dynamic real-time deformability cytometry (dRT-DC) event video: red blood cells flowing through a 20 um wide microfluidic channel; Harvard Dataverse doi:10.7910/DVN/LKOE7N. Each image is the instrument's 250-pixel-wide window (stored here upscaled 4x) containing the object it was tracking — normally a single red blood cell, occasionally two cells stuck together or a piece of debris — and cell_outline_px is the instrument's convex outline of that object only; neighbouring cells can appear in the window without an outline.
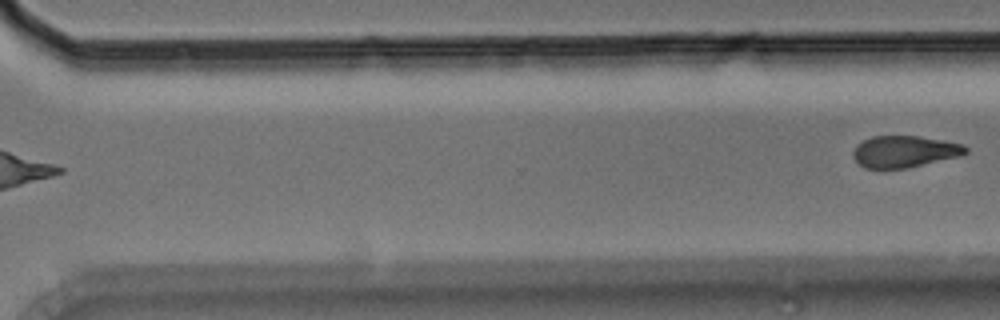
{"species": "Egyptian fruit bat (a non-hibernating species)", "species_latin": "Rousettus aegyptiacus", "temperature_condition": "room temperature", "stored_images_in_passage": 11, "segment_of_instrument_passage": [2, 2], "camera_frame_rate_fps": 3000, "um_per_image_px": 0.085, "animal": {"sex": "male"}, "frame": {"image": 1, "passage_image": 11, "time_ms": 3.333, "image_size_px": [1000, 320], "cell_outline_px": [[968, 152], [960, 156], [908, 168], [864, 168], [852, 156], [852, 152], [856, 144], [872, 136], [920, 136], [964, 144], [968, 148]], "centroid_in_image_um": [76.89, 12.88], "position_along_channel_um": 293.7, "area_um2": 20.87}}